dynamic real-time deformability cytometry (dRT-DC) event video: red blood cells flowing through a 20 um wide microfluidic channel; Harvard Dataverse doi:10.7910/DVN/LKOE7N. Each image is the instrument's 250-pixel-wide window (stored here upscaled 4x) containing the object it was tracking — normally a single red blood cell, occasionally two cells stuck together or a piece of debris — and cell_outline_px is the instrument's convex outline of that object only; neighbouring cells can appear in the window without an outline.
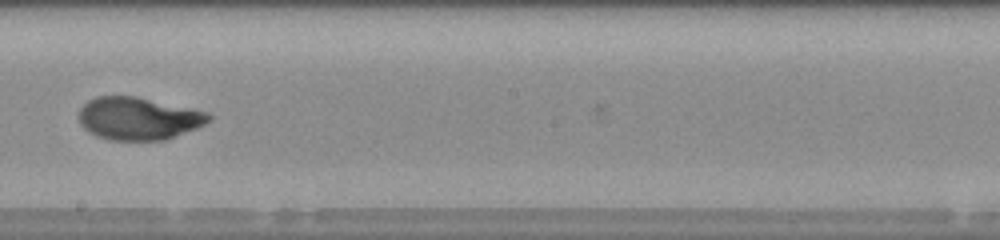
{"species": "human", "species_latin": "Homo sapiens", "temperature_condition": "room temperature", "stored_images_in_passage": 50, "camera_frame_rate_fps": 3000, "um_per_image_px": 0.085, "donor": {"sex": "male"}, "frame": {"image": 1, "passage_image": 29, "time_ms": 9.333, "image_size_px": [1000, 240], "cell_outline_px": [[212, 120], [196, 128], [164, 140], [108, 140], [88, 132], [80, 124], [80, 108], [88, 100], [96, 96], [136, 96], [192, 108], [208, 112], [212, 116]], "centroid_in_image_um": [11.77, 10.06], "position_along_channel_um": 236.4, "area_um2": 32.31}}
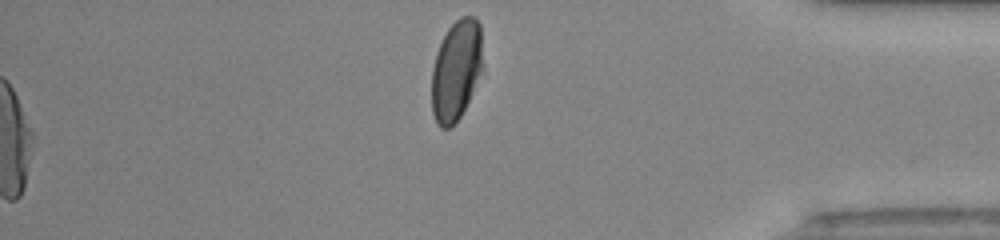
{"frame": {"image": 2, "passage_image": 50, "time_ms": 16.333, "image_size_px": [1000, 240], "cell_outline_px": [[480, 72], [472, 92], [460, 116], [448, 128], [440, 128], [436, 124], [432, 112], [432, 68], [436, 52], [448, 28], [460, 16], [476, 16], [480, 24]], "centroid_in_image_um": [38.73, 5.96], "position_along_channel_um": 396.5, "area_um2": 29.25}, "authors_computed_cell_mechanics": {"area_um2": 33.4662, "velocity_mm_per_s": 4.3301, "shape_relaxation_time_tau1_ms": 3.3764, "shape_relaxation_time_tau2_ms": 0.9093, "deformation_change_tau1": 0.2141, "deformation_change_tau2": 0.0504}}